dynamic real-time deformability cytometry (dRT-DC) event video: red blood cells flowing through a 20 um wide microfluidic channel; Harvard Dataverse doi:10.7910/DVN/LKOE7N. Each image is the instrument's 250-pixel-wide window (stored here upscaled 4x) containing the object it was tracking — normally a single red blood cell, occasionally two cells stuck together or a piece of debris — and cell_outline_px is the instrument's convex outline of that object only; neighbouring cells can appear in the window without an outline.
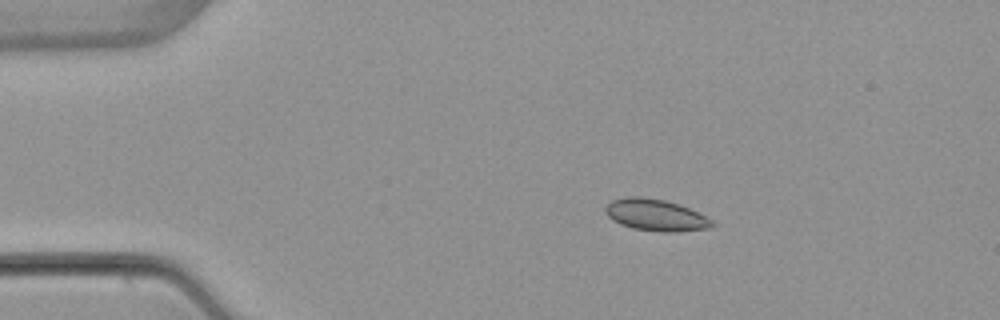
{"species": "common noctule bat (a hibernating species)", "species_latin": "Nyctalus noctula", "temperature_condition": "warm", "stored_images_in_passage": 4, "camera_frame_rate_fps": 3000, "um_per_image_px": 0.085, "animal": {"sex": "female", "body_mass_g": 22.7, "forearm_length_mm": 54.2}, "frame": {"image": 1, "passage_image": 2, "time_ms": 1.0, "image_size_px": [1000, 320], "cell_outline_px": [[716, 224], [712, 228], [676, 232], [660, 232], [632, 228], [620, 224], [608, 216], [604, 212], [604, 208], [612, 200], [628, 196], [640, 196], [664, 200], [680, 204], [712, 220]], "centroid_in_image_um": [55.73, 18.28], "position_along_channel_um": 29.3, "area_um2": 19.77}}
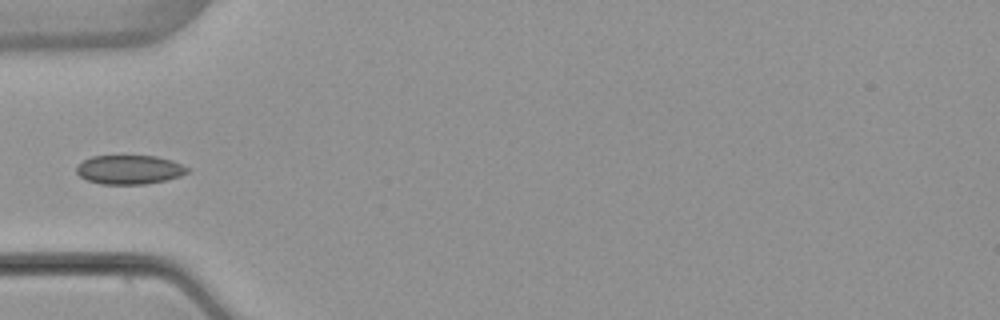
{"frame": {"image": 2, "passage_image": 4, "time_ms": 3.667, "image_size_px": [1000, 320], "cell_outline_px": [[188, 172], [180, 176], [164, 180], [144, 184], [100, 184], [88, 180], [80, 176], [76, 172], [76, 168], [84, 160], [92, 156], [156, 156], [172, 160], [188, 168]], "centroid_in_image_um": [10.99, 14.42], "position_along_channel_um": 74.0, "area_um2": 18.55}}